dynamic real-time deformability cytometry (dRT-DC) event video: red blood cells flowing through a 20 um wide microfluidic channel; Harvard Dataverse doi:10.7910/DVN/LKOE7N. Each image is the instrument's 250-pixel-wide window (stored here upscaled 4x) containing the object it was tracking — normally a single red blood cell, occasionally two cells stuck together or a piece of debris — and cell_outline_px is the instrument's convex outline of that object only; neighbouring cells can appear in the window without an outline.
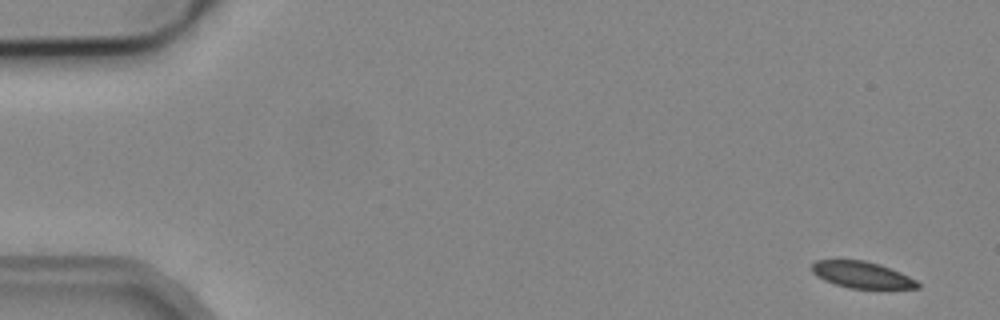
{"species": "common noctule bat (a hibernating species)", "species_latin": "Nyctalus noctula", "temperature_condition": "cold", "stored_images_in_passage": 3, "camera_frame_rate_fps": 3000, "um_per_image_px": 0.085, "animal": {"sex": "male", "body_mass_g": 19.2, "forearm_length_mm": 51.8}, "frame": {"image": 1, "passage_image": 1, "time_ms": 0.0, "image_size_px": [1000, 320], "cell_outline_px": [[920, 288], [848, 288], [824, 280], [816, 276], [812, 272], [812, 264], [816, 260], [864, 260], [880, 264], [900, 272], [916, 280], [920, 284]], "centroid_in_image_um": [73.25, 23.35], "position_along_channel_um": 11.8, "area_um2": 16.24}}